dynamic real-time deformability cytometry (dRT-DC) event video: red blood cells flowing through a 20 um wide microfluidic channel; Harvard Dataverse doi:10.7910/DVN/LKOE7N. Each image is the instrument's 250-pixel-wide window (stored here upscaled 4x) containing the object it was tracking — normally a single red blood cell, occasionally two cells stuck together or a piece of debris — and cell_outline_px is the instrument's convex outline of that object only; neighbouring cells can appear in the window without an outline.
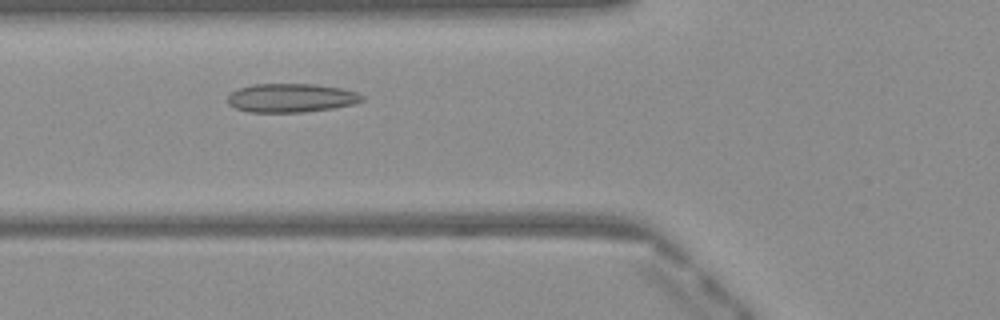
{"species": "Egyptian fruit bat (a non-hibernating species)", "species_latin": "Rousettus aegyptiacus", "temperature_condition": "warm", "stored_images_in_passage": 41, "camera_frame_rate_fps": 3000, "um_per_image_px": 0.085, "frame": {"image": 1, "passage_image": 10, "time_ms": 3.0, "image_size_px": [1000, 320], "cell_outline_px": [[364, 100], [352, 104], [332, 108], [304, 112], [248, 112], [236, 108], [228, 104], [228, 96], [232, 92], [240, 88], [252, 84], [316, 84], [340, 88], [356, 92], [364, 96]], "centroid_in_image_um": [24.74, 8.32], "position_along_channel_um": 101.1, "area_um2": 22.43}}
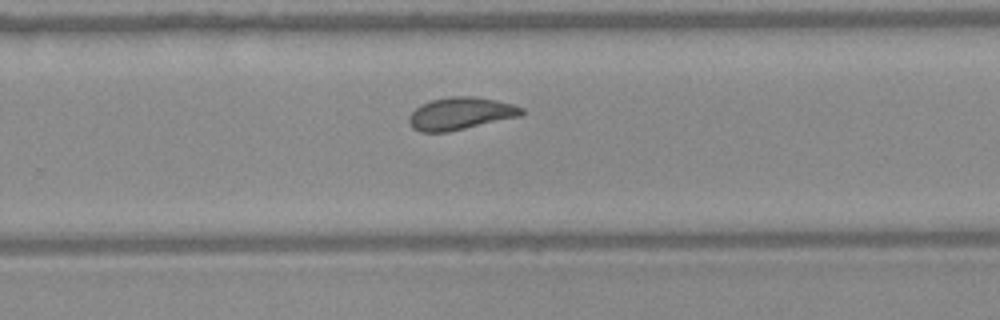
{"frame": {"image": 2, "passage_image": 24, "time_ms": 7.667, "image_size_px": [1000, 320], "cell_outline_px": [[524, 112], [520, 116], [448, 132], [420, 132], [412, 128], [408, 120], [412, 112], [420, 104], [432, 100], [448, 96], [472, 96], [496, 100], [512, 104], [524, 108]], "centroid_in_image_um": [39.13, 9.65], "position_along_channel_um": 290.7, "area_um2": 21.21}}
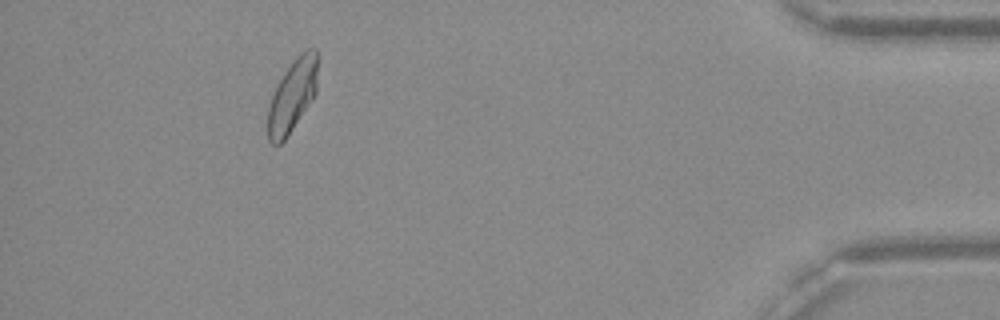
{"frame": {"image": 3, "passage_image": 37, "time_ms": 12.0, "image_size_px": [1000, 320], "cell_outline_px": [[320, 56], [316, 92], [312, 100], [288, 136], [280, 144], [272, 144], [268, 140], [268, 108], [272, 96], [284, 72], [292, 60], [300, 52], [308, 48], [316, 48]], "centroid_in_image_um": [24.91, 8.06], "position_along_channel_um": 410.3, "area_um2": 21.44}, "authors_computed_cell_mechanics": {"area_um2": 21.4438, "velocity_mm_per_s": 4.0533, "shape_relaxation_time_tau1_ms": null, "shape_relaxation_time_tau2_ms": 1.203, "deformation_change_tau1": null, "deformation_change_tau2": 0.0535}}